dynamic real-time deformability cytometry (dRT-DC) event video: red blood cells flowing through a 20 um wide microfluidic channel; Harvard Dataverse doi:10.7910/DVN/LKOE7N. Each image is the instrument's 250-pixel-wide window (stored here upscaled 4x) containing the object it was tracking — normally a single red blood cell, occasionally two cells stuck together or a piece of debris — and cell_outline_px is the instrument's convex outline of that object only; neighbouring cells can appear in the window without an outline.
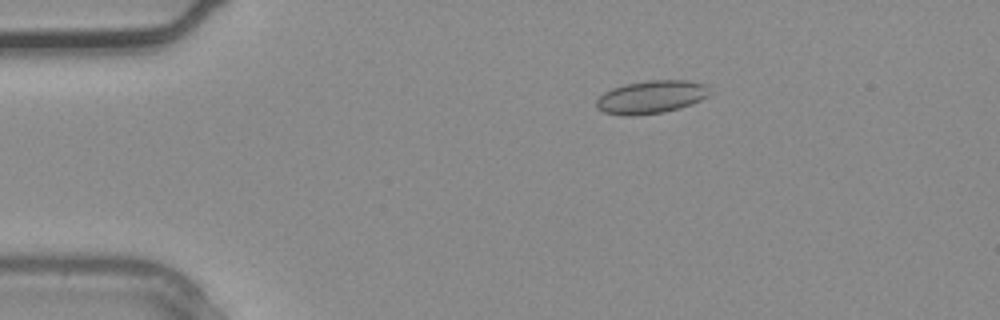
{"species": "common noctule bat (a hibernating species)", "species_latin": "Nyctalus noctula", "temperature_condition": "warm", "stored_images_in_passage": 4, "segment_of_instrument_passage": [1, 2], "camera_frame_rate_fps": 3000, "um_per_image_px": 0.085, "animal": {"sex": "male", "body_mass_g": 20.4}, "frame": {"image": 1, "passage_image": 2, "time_ms": 0.333, "image_size_px": [1000, 320], "cell_outline_px": [[712, 92], [708, 96], [700, 100], [680, 108], [664, 112], [624, 116], [604, 112], [596, 108], [596, 100], [604, 92], [612, 88], [624, 84], [648, 80], [688, 80], [704, 84]], "centroid_in_image_um": [55.34, 8.24], "position_along_channel_um": 29.7, "area_um2": 21.79}}